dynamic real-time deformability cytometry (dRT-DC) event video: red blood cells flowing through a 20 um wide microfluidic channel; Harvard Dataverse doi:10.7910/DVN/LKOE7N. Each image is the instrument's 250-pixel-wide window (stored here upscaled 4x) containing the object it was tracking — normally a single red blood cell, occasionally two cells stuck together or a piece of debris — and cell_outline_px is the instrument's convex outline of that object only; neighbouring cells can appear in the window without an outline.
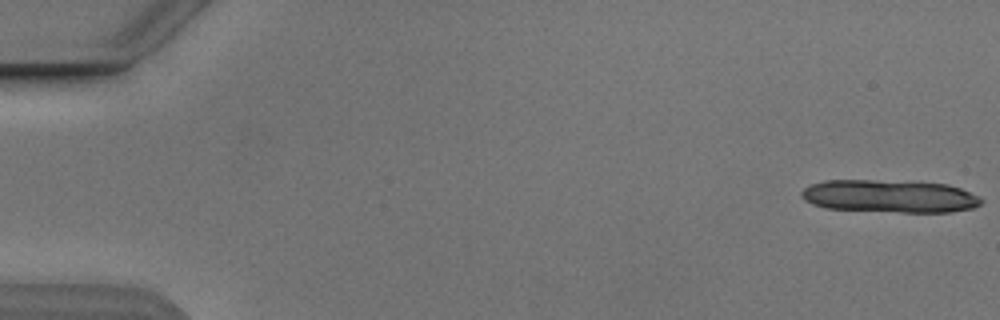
{"species": "Egyptian fruit bat (a non-hibernating species)", "species_latin": "Rousettus aegyptiacus", "temperature_condition": "cold", "stored_images_in_passage": 5, "camera_frame_rate_fps": 3000, "um_per_image_px": 0.085, "animal": {"sex": "male"}, "frame": {"image": 1, "passage_image": 1, "time_ms": 0.0, "image_size_px": [1000, 320], "cell_outline_px": [[984, 200], [980, 204], [972, 208], [952, 212], [900, 212], [828, 208], [812, 204], [804, 200], [800, 196], [800, 192], [804, 188], [812, 184], [824, 180], [872, 180], [948, 184], [960, 188], [980, 196]], "centroid_in_image_um": [75.62, 16.68], "position_along_channel_um": 9.4, "area_um2": 34.22}}